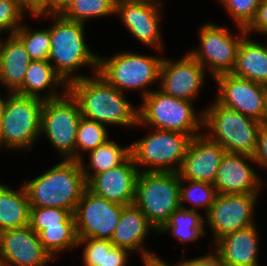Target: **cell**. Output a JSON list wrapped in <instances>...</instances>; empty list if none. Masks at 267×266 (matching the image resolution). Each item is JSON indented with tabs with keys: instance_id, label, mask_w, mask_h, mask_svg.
I'll use <instances>...</instances> for the list:
<instances>
[{
	"instance_id": "cell-1",
	"label": "cell",
	"mask_w": 267,
	"mask_h": 266,
	"mask_svg": "<svg viewBox=\"0 0 267 266\" xmlns=\"http://www.w3.org/2000/svg\"><path fill=\"white\" fill-rule=\"evenodd\" d=\"M68 91L77 100L83 117L106 126L136 127L138 107L98 72L73 80Z\"/></svg>"
},
{
	"instance_id": "cell-2",
	"label": "cell",
	"mask_w": 267,
	"mask_h": 266,
	"mask_svg": "<svg viewBox=\"0 0 267 266\" xmlns=\"http://www.w3.org/2000/svg\"><path fill=\"white\" fill-rule=\"evenodd\" d=\"M53 20L50 29L51 49L48 61L55 71L69 84L73 80L86 77L85 74H74L83 67H92L98 72L99 55L94 53L86 43L85 24L64 18L59 12H42L35 18Z\"/></svg>"
},
{
	"instance_id": "cell-3",
	"label": "cell",
	"mask_w": 267,
	"mask_h": 266,
	"mask_svg": "<svg viewBox=\"0 0 267 266\" xmlns=\"http://www.w3.org/2000/svg\"><path fill=\"white\" fill-rule=\"evenodd\" d=\"M61 162L45 173L24 182L30 207H54L75 212L83 191L87 188L79 161L60 159Z\"/></svg>"
},
{
	"instance_id": "cell-4",
	"label": "cell",
	"mask_w": 267,
	"mask_h": 266,
	"mask_svg": "<svg viewBox=\"0 0 267 266\" xmlns=\"http://www.w3.org/2000/svg\"><path fill=\"white\" fill-rule=\"evenodd\" d=\"M141 100L140 106H137L138 122L135 128L151 126L187 134L191 138L203 133V112L197 115L194 102L175 98L159 88Z\"/></svg>"
},
{
	"instance_id": "cell-5",
	"label": "cell",
	"mask_w": 267,
	"mask_h": 266,
	"mask_svg": "<svg viewBox=\"0 0 267 266\" xmlns=\"http://www.w3.org/2000/svg\"><path fill=\"white\" fill-rule=\"evenodd\" d=\"M203 133L226 152L253 156L261 122L229 109L216 100L203 109Z\"/></svg>"
},
{
	"instance_id": "cell-6",
	"label": "cell",
	"mask_w": 267,
	"mask_h": 266,
	"mask_svg": "<svg viewBox=\"0 0 267 266\" xmlns=\"http://www.w3.org/2000/svg\"><path fill=\"white\" fill-rule=\"evenodd\" d=\"M108 57L99 54L98 73L123 93L137 89L143 99L153 91L149 89L152 83L159 82L164 57L127 51Z\"/></svg>"
},
{
	"instance_id": "cell-7",
	"label": "cell",
	"mask_w": 267,
	"mask_h": 266,
	"mask_svg": "<svg viewBox=\"0 0 267 266\" xmlns=\"http://www.w3.org/2000/svg\"><path fill=\"white\" fill-rule=\"evenodd\" d=\"M179 186L178 172H139L133 204L145 214L157 233L180 208Z\"/></svg>"
},
{
	"instance_id": "cell-8",
	"label": "cell",
	"mask_w": 267,
	"mask_h": 266,
	"mask_svg": "<svg viewBox=\"0 0 267 266\" xmlns=\"http://www.w3.org/2000/svg\"><path fill=\"white\" fill-rule=\"evenodd\" d=\"M43 104L36 97L9 93L0 124V148L32 150L40 138Z\"/></svg>"
},
{
	"instance_id": "cell-9",
	"label": "cell",
	"mask_w": 267,
	"mask_h": 266,
	"mask_svg": "<svg viewBox=\"0 0 267 266\" xmlns=\"http://www.w3.org/2000/svg\"><path fill=\"white\" fill-rule=\"evenodd\" d=\"M150 129L151 133L130 144L137 168L140 172H178L191 137L176 131Z\"/></svg>"
},
{
	"instance_id": "cell-10",
	"label": "cell",
	"mask_w": 267,
	"mask_h": 266,
	"mask_svg": "<svg viewBox=\"0 0 267 266\" xmlns=\"http://www.w3.org/2000/svg\"><path fill=\"white\" fill-rule=\"evenodd\" d=\"M81 117L79 104L69 91L59 98L44 100L40 136H46L62 159L75 160V141Z\"/></svg>"
},
{
	"instance_id": "cell-11",
	"label": "cell",
	"mask_w": 267,
	"mask_h": 266,
	"mask_svg": "<svg viewBox=\"0 0 267 266\" xmlns=\"http://www.w3.org/2000/svg\"><path fill=\"white\" fill-rule=\"evenodd\" d=\"M238 34L233 35L226 26L205 23L199 28L200 46L188 53L215 78L231 73L241 40L247 35L245 28L237 26ZM240 32V33H239Z\"/></svg>"
},
{
	"instance_id": "cell-12",
	"label": "cell",
	"mask_w": 267,
	"mask_h": 266,
	"mask_svg": "<svg viewBox=\"0 0 267 266\" xmlns=\"http://www.w3.org/2000/svg\"><path fill=\"white\" fill-rule=\"evenodd\" d=\"M259 193L217 194L210 210L205 214L213 235V242L224 235L255 225L254 213Z\"/></svg>"
},
{
	"instance_id": "cell-13",
	"label": "cell",
	"mask_w": 267,
	"mask_h": 266,
	"mask_svg": "<svg viewBox=\"0 0 267 266\" xmlns=\"http://www.w3.org/2000/svg\"><path fill=\"white\" fill-rule=\"evenodd\" d=\"M218 93L215 100L261 123L267 120V86L226 73L214 78Z\"/></svg>"
},
{
	"instance_id": "cell-14",
	"label": "cell",
	"mask_w": 267,
	"mask_h": 266,
	"mask_svg": "<svg viewBox=\"0 0 267 266\" xmlns=\"http://www.w3.org/2000/svg\"><path fill=\"white\" fill-rule=\"evenodd\" d=\"M124 207L86 188L74 212L78 238L111 240Z\"/></svg>"
},
{
	"instance_id": "cell-15",
	"label": "cell",
	"mask_w": 267,
	"mask_h": 266,
	"mask_svg": "<svg viewBox=\"0 0 267 266\" xmlns=\"http://www.w3.org/2000/svg\"><path fill=\"white\" fill-rule=\"evenodd\" d=\"M164 3L161 0H130L115 5V14L120 16L124 27L148 47L159 52L163 50L161 9Z\"/></svg>"
},
{
	"instance_id": "cell-16",
	"label": "cell",
	"mask_w": 267,
	"mask_h": 266,
	"mask_svg": "<svg viewBox=\"0 0 267 266\" xmlns=\"http://www.w3.org/2000/svg\"><path fill=\"white\" fill-rule=\"evenodd\" d=\"M205 76L206 69L187 52L178 61L163 58L157 83L165 94L193 102L205 84Z\"/></svg>"
},
{
	"instance_id": "cell-17",
	"label": "cell",
	"mask_w": 267,
	"mask_h": 266,
	"mask_svg": "<svg viewBox=\"0 0 267 266\" xmlns=\"http://www.w3.org/2000/svg\"><path fill=\"white\" fill-rule=\"evenodd\" d=\"M53 260L29 225L0 232V266H48Z\"/></svg>"
},
{
	"instance_id": "cell-18",
	"label": "cell",
	"mask_w": 267,
	"mask_h": 266,
	"mask_svg": "<svg viewBox=\"0 0 267 266\" xmlns=\"http://www.w3.org/2000/svg\"><path fill=\"white\" fill-rule=\"evenodd\" d=\"M139 172L130 155L122 164L93 175L86 182L87 189L111 202L132 205Z\"/></svg>"
},
{
	"instance_id": "cell-19",
	"label": "cell",
	"mask_w": 267,
	"mask_h": 266,
	"mask_svg": "<svg viewBox=\"0 0 267 266\" xmlns=\"http://www.w3.org/2000/svg\"><path fill=\"white\" fill-rule=\"evenodd\" d=\"M253 156L225 152L213 185L218 194L260 193L264 182L255 168Z\"/></svg>"
},
{
	"instance_id": "cell-20",
	"label": "cell",
	"mask_w": 267,
	"mask_h": 266,
	"mask_svg": "<svg viewBox=\"0 0 267 266\" xmlns=\"http://www.w3.org/2000/svg\"><path fill=\"white\" fill-rule=\"evenodd\" d=\"M225 152L220 144L210 140L204 133L194 136L178 171L179 177L213 184Z\"/></svg>"
},
{
	"instance_id": "cell-21",
	"label": "cell",
	"mask_w": 267,
	"mask_h": 266,
	"mask_svg": "<svg viewBox=\"0 0 267 266\" xmlns=\"http://www.w3.org/2000/svg\"><path fill=\"white\" fill-rule=\"evenodd\" d=\"M259 230L255 225L237 230L218 239L211 249L227 266H259Z\"/></svg>"
},
{
	"instance_id": "cell-22",
	"label": "cell",
	"mask_w": 267,
	"mask_h": 266,
	"mask_svg": "<svg viewBox=\"0 0 267 266\" xmlns=\"http://www.w3.org/2000/svg\"><path fill=\"white\" fill-rule=\"evenodd\" d=\"M153 230V231H152ZM157 232L149 223L145 214L134 204L125 206L119 219L111 242L119 247L128 250L130 253H137L144 256L155 254L147 250L144 243L148 233Z\"/></svg>"
},
{
	"instance_id": "cell-23",
	"label": "cell",
	"mask_w": 267,
	"mask_h": 266,
	"mask_svg": "<svg viewBox=\"0 0 267 266\" xmlns=\"http://www.w3.org/2000/svg\"><path fill=\"white\" fill-rule=\"evenodd\" d=\"M59 87L63 88V91L57 90ZM44 90L48 91L45 93ZM41 91L44 94H41ZM67 91L68 84L48 60H32L25 72L22 86L15 93L50 100L63 96Z\"/></svg>"
},
{
	"instance_id": "cell-24",
	"label": "cell",
	"mask_w": 267,
	"mask_h": 266,
	"mask_svg": "<svg viewBox=\"0 0 267 266\" xmlns=\"http://www.w3.org/2000/svg\"><path fill=\"white\" fill-rule=\"evenodd\" d=\"M31 58L21 40L10 34L7 39L1 37L0 45V84L15 93L24 81Z\"/></svg>"
},
{
	"instance_id": "cell-25",
	"label": "cell",
	"mask_w": 267,
	"mask_h": 266,
	"mask_svg": "<svg viewBox=\"0 0 267 266\" xmlns=\"http://www.w3.org/2000/svg\"><path fill=\"white\" fill-rule=\"evenodd\" d=\"M246 35L238 48L232 74L267 86V51L264 44Z\"/></svg>"
},
{
	"instance_id": "cell-26",
	"label": "cell",
	"mask_w": 267,
	"mask_h": 266,
	"mask_svg": "<svg viewBox=\"0 0 267 266\" xmlns=\"http://www.w3.org/2000/svg\"><path fill=\"white\" fill-rule=\"evenodd\" d=\"M30 203L23 184L18 190L0 182V232L29 225Z\"/></svg>"
},
{
	"instance_id": "cell-27",
	"label": "cell",
	"mask_w": 267,
	"mask_h": 266,
	"mask_svg": "<svg viewBox=\"0 0 267 266\" xmlns=\"http://www.w3.org/2000/svg\"><path fill=\"white\" fill-rule=\"evenodd\" d=\"M82 245L84 266H128L129 255H132L108 239L78 238L77 247Z\"/></svg>"
},
{
	"instance_id": "cell-28",
	"label": "cell",
	"mask_w": 267,
	"mask_h": 266,
	"mask_svg": "<svg viewBox=\"0 0 267 266\" xmlns=\"http://www.w3.org/2000/svg\"><path fill=\"white\" fill-rule=\"evenodd\" d=\"M204 219L205 216L198 211L180 207L171 214L168 222L158 231L157 235L169 232L183 245L196 242L199 238L207 235Z\"/></svg>"
},
{
	"instance_id": "cell-29",
	"label": "cell",
	"mask_w": 267,
	"mask_h": 266,
	"mask_svg": "<svg viewBox=\"0 0 267 266\" xmlns=\"http://www.w3.org/2000/svg\"><path fill=\"white\" fill-rule=\"evenodd\" d=\"M88 154L90 163L88 167H85L86 161L83 159L79 161L86 182L93 175L122 164L131 155V145L121 146L114 140L108 139Z\"/></svg>"
},
{
	"instance_id": "cell-30",
	"label": "cell",
	"mask_w": 267,
	"mask_h": 266,
	"mask_svg": "<svg viewBox=\"0 0 267 266\" xmlns=\"http://www.w3.org/2000/svg\"><path fill=\"white\" fill-rule=\"evenodd\" d=\"M115 5L112 0H68L58 12L66 19L86 24L92 18L114 15Z\"/></svg>"
},
{
	"instance_id": "cell-31",
	"label": "cell",
	"mask_w": 267,
	"mask_h": 266,
	"mask_svg": "<svg viewBox=\"0 0 267 266\" xmlns=\"http://www.w3.org/2000/svg\"><path fill=\"white\" fill-rule=\"evenodd\" d=\"M45 250L56 260L60 252L77 248L78 236L75 223L46 226L39 234Z\"/></svg>"
},
{
	"instance_id": "cell-32",
	"label": "cell",
	"mask_w": 267,
	"mask_h": 266,
	"mask_svg": "<svg viewBox=\"0 0 267 266\" xmlns=\"http://www.w3.org/2000/svg\"><path fill=\"white\" fill-rule=\"evenodd\" d=\"M217 194L216 188L212 183L183 180L180 178L179 197L181 208L199 212V208L201 207L207 214ZM185 202L191 203L193 207H186V205H184Z\"/></svg>"
},
{
	"instance_id": "cell-33",
	"label": "cell",
	"mask_w": 267,
	"mask_h": 266,
	"mask_svg": "<svg viewBox=\"0 0 267 266\" xmlns=\"http://www.w3.org/2000/svg\"><path fill=\"white\" fill-rule=\"evenodd\" d=\"M109 138L106 125L82 116L77 127L75 160L84 159L82 151L90 152L104 144Z\"/></svg>"
},
{
	"instance_id": "cell-34",
	"label": "cell",
	"mask_w": 267,
	"mask_h": 266,
	"mask_svg": "<svg viewBox=\"0 0 267 266\" xmlns=\"http://www.w3.org/2000/svg\"><path fill=\"white\" fill-rule=\"evenodd\" d=\"M25 46L31 60H48L51 49L50 29H31L25 23L14 33Z\"/></svg>"
},
{
	"instance_id": "cell-35",
	"label": "cell",
	"mask_w": 267,
	"mask_h": 266,
	"mask_svg": "<svg viewBox=\"0 0 267 266\" xmlns=\"http://www.w3.org/2000/svg\"><path fill=\"white\" fill-rule=\"evenodd\" d=\"M59 223H75L74 214L67 209L54 207H30L29 226L37 234L46 226Z\"/></svg>"
},
{
	"instance_id": "cell-36",
	"label": "cell",
	"mask_w": 267,
	"mask_h": 266,
	"mask_svg": "<svg viewBox=\"0 0 267 266\" xmlns=\"http://www.w3.org/2000/svg\"><path fill=\"white\" fill-rule=\"evenodd\" d=\"M234 21V26L246 28L254 19L261 0H217Z\"/></svg>"
},
{
	"instance_id": "cell-37",
	"label": "cell",
	"mask_w": 267,
	"mask_h": 266,
	"mask_svg": "<svg viewBox=\"0 0 267 266\" xmlns=\"http://www.w3.org/2000/svg\"><path fill=\"white\" fill-rule=\"evenodd\" d=\"M26 12L11 0H0V33L14 34L23 24Z\"/></svg>"
},
{
	"instance_id": "cell-38",
	"label": "cell",
	"mask_w": 267,
	"mask_h": 266,
	"mask_svg": "<svg viewBox=\"0 0 267 266\" xmlns=\"http://www.w3.org/2000/svg\"><path fill=\"white\" fill-rule=\"evenodd\" d=\"M247 35L251 33L264 34L267 33V0H261L254 19L245 28Z\"/></svg>"
},
{
	"instance_id": "cell-39",
	"label": "cell",
	"mask_w": 267,
	"mask_h": 266,
	"mask_svg": "<svg viewBox=\"0 0 267 266\" xmlns=\"http://www.w3.org/2000/svg\"><path fill=\"white\" fill-rule=\"evenodd\" d=\"M183 257L182 254V259L176 264L177 266H227L215 250L197 258L185 259Z\"/></svg>"
},
{
	"instance_id": "cell-40",
	"label": "cell",
	"mask_w": 267,
	"mask_h": 266,
	"mask_svg": "<svg viewBox=\"0 0 267 266\" xmlns=\"http://www.w3.org/2000/svg\"><path fill=\"white\" fill-rule=\"evenodd\" d=\"M255 164L267 169V124L262 123L259 128L257 148L253 154Z\"/></svg>"
},
{
	"instance_id": "cell-41",
	"label": "cell",
	"mask_w": 267,
	"mask_h": 266,
	"mask_svg": "<svg viewBox=\"0 0 267 266\" xmlns=\"http://www.w3.org/2000/svg\"><path fill=\"white\" fill-rule=\"evenodd\" d=\"M42 12H53V0H31L32 17H36Z\"/></svg>"
},
{
	"instance_id": "cell-42",
	"label": "cell",
	"mask_w": 267,
	"mask_h": 266,
	"mask_svg": "<svg viewBox=\"0 0 267 266\" xmlns=\"http://www.w3.org/2000/svg\"><path fill=\"white\" fill-rule=\"evenodd\" d=\"M143 266H172L155 254L142 257ZM174 266H177L176 264Z\"/></svg>"
},
{
	"instance_id": "cell-43",
	"label": "cell",
	"mask_w": 267,
	"mask_h": 266,
	"mask_svg": "<svg viewBox=\"0 0 267 266\" xmlns=\"http://www.w3.org/2000/svg\"><path fill=\"white\" fill-rule=\"evenodd\" d=\"M31 16V0H11Z\"/></svg>"
},
{
	"instance_id": "cell-44",
	"label": "cell",
	"mask_w": 267,
	"mask_h": 266,
	"mask_svg": "<svg viewBox=\"0 0 267 266\" xmlns=\"http://www.w3.org/2000/svg\"><path fill=\"white\" fill-rule=\"evenodd\" d=\"M68 0H53V12H58Z\"/></svg>"
},
{
	"instance_id": "cell-45",
	"label": "cell",
	"mask_w": 267,
	"mask_h": 266,
	"mask_svg": "<svg viewBox=\"0 0 267 266\" xmlns=\"http://www.w3.org/2000/svg\"><path fill=\"white\" fill-rule=\"evenodd\" d=\"M8 95H9V94H7V95L5 96V98H2V97H1L2 95H0V124H1V119H2V117H3V112H4L5 104H6V102H7V97H8Z\"/></svg>"
},
{
	"instance_id": "cell-46",
	"label": "cell",
	"mask_w": 267,
	"mask_h": 266,
	"mask_svg": "<svg viewBox=\"0 0 267 266\" xmlns=\"http://www.w3.org/2000/svg\"><path fill=\"white\" fill-rule=\"evenodd\" d=\"M115 4L119 3V2H123V1H130V0H112Z\"/></svg>"
},
{
	"instance_id": "cell-47",
	"label": "cell",
	"mask_w": 267,
	"mask_h": 266,
	"mask_svg": "<svg viewBox=\"0 0 267 266\" xmlns=\"http://www.w3.org/2000/svg\"><path fill=\"white\" fill-rule=\"evenodd\" d=\"M262 35H267V33H264V34H262ZM266 43H267V41H266ZM264 46H265V49H266V51H267V44H265Z\"/></svg>"
}]
</instances>
